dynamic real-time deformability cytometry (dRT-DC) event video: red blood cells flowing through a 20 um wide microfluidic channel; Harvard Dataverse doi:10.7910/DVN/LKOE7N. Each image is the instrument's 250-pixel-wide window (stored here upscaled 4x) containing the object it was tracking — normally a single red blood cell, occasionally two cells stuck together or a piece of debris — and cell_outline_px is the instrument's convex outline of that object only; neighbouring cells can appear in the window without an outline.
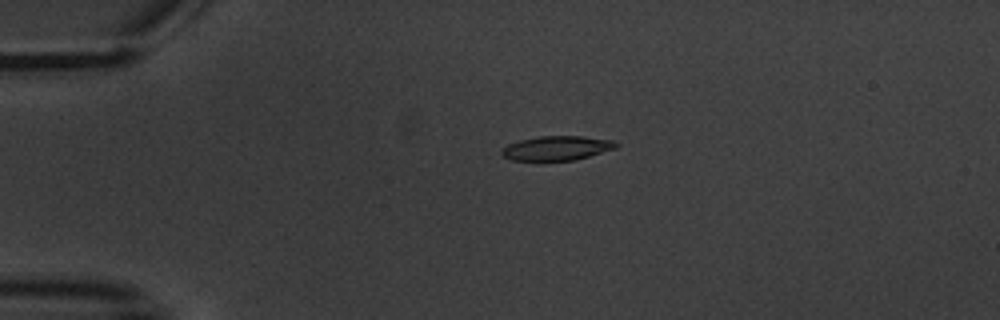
{"species": "common noctule bat (a hibernating species)", "species_latin": "Nyctalus noctula", "temperature_condition": "warm", "stored_images_in_passage": 10, "camera_frame_rate_fps": 3000, "um_per_image_px": 0.085, "animal": {"sex": "male", "body_mass_g": 20.1, "forearm_length_mm": 53.5}, "frame": {"image": 1, "passage_image": 4, "time_ms": 4.0, "image_size_px": [1000, 320], "cell_outline_px": [[620, 144], [616, 148], [576, 160], [512, 160], [504, 156], [500, 152], [508, 144], [520, 140], [540, 136], [580, 136], [616, 140]], "centroid_in_image_um": [47.38, 12.58], "position_along_channel_um": 37.6, "area_um2": 16.18}}
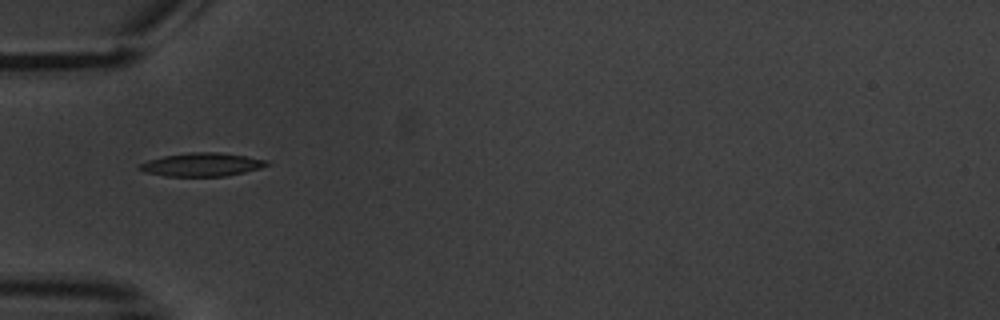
{"frame": {"image": 2, "passage_image": 5, "time_ms": 6.0, "image_size_px": [1000, 320], "cell_outline_px": [[272, 164], [260, 168], [244, 172], [224, 176], [164, 176], [144, 172], [136, 168], [140, 164], [148, 160], [164, 156], [188, 152], [220, 152], [268, 160]], "centroid_in_image_um": [17.15, 13.99], "position_along_channel_um": 67.9, "area_um2": 17.4}}
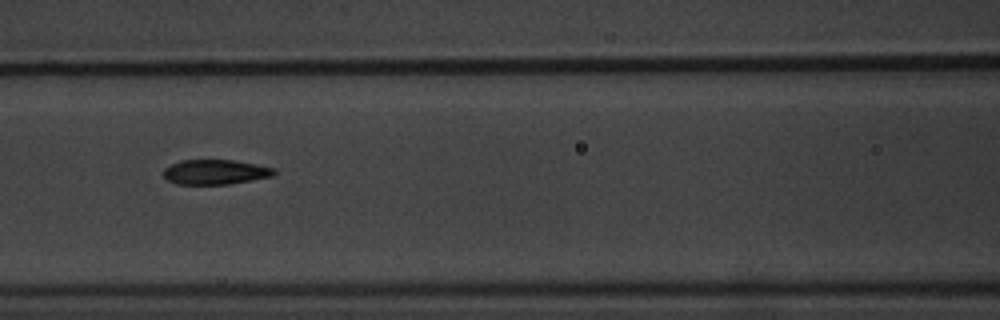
{"frame": {"image": 3, "passage_image": 7, "time_ms": 8.333, "image_size_px": [1000, 320], "cell_outline_px": [[276, 172], [272, 176], [228, 184], [176, 184], [168, 180], [164, 176], [164, 168], [180, 160], [232, 160], [256, 164], [276, 168]], "centroid_in_image_um": [18.3, 14.62], "position_along_channel_um": 148.3, "area_um2": 15.9}}